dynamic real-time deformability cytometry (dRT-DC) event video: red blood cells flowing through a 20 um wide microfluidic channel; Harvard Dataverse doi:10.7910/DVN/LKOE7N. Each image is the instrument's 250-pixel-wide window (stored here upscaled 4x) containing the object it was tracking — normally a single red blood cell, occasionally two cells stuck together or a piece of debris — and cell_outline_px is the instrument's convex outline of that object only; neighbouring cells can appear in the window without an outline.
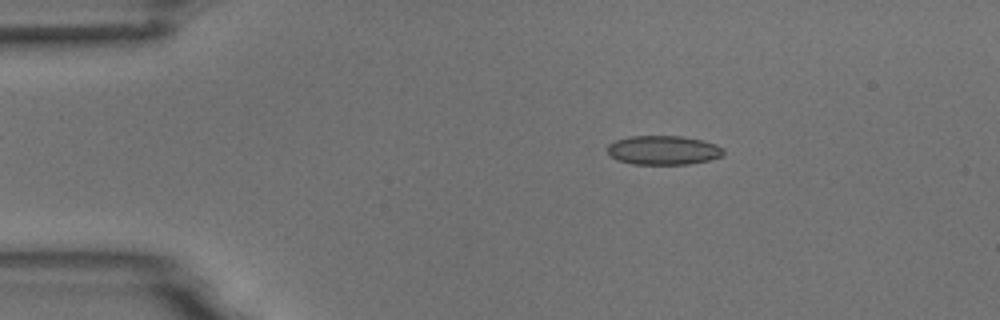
{"species": "common noctule bat (a hibernating species)", "species_latin": "Nyctalus noctula", "temperature_condition": "room temperature", "stored_images_in_passage": 15, "camera_frame_rate_fps": 3000, "um_per_image_px": 0.085, "animal": {"sex": "male", "body_mass_g": 18.8}, "frame": {"image": 1, "passage_image": 9, "time_ms": 2.667, "image_size_px": [1000, 320], "cell_outline_px": [[724, 156], [708, 160], [688, 164], [632, 164], [620, 160], [612, 156], [608, 152], [608, 144], [616, 140], [628, 136], [680, 136], [704, 140], [716, 144], [724, 148]], "centroid_in_image_um": [56.43, 12.76], "position_along_channel_um": 28.6, "area_um2": 19.71}}